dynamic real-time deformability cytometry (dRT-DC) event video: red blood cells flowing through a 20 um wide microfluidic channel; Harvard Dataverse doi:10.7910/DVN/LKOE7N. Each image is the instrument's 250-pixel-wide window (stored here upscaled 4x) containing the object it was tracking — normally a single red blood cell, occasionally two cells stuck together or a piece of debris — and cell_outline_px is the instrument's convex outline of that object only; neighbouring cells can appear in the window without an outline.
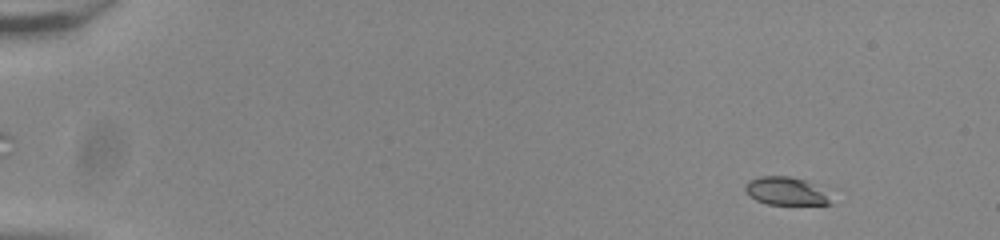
{"species": "common noctule bat (a hibernating species)", "species_latin": "Nyctalus noctula", "temperature_condition": "room temperature", "stored_images_in_passage": 55, "camera_frame_rate_fps": 3000, "um_per_image_px": 0.085, "animal": {"sex": "male", "body_mass_g": 20.0, "forearm_length_mm": 53.3}, "frame": {"image": 1, "passage_image": 6, "time_ms": 1.667, "image_size_px": [1000, 240], "cell_outline_px": [[832, 204], [768, 204], [756, 200], [744, 188], [744, 184], [748, 180], [760, 176], [788, 176], [804, 180], [828, 192]], "centroid_in_image_um": [66.8, 16.24], "position_along_channel_um": 18.2, "area_um2": 13.81}}
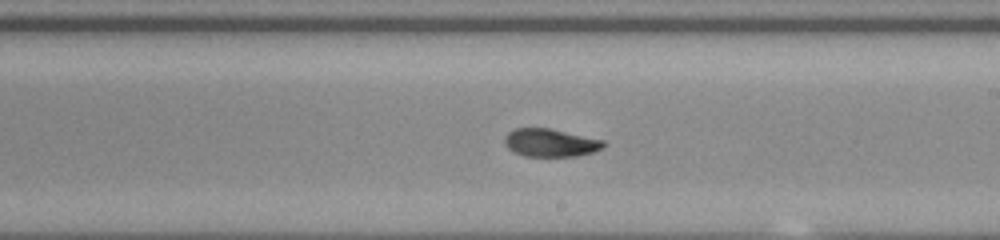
{"frame": {"image": 2, "passage_image": 34, "time_ms": 11.0, "image_size_px": [1000, 240], "cell_outline_px": [[608, 144], [604, 148], [592, 152], [576, 156], [524, 156], [508, 148], [504, 144], [504, 136], [508, 132], [516, 128], [548, 128], [604, 140]], "centroid_in_image_um": [46.8, 12.13], "position_along_channel_um": 242.2, "area_um2": 16.13}}
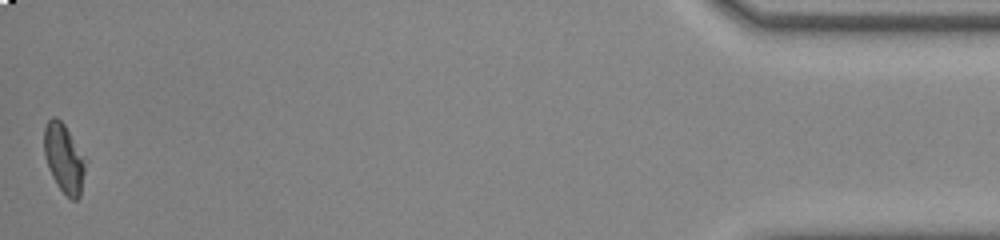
{"frame": {"image": 3, "passage_image": 55, "time_ms": 18.0, "image_size_px": [1000, 240], "cell_outline_px": [[88, 160], [80, 196], [76, 200], [72, 200], [56, 184], [52, 176], [44, 156], [44, 128], [48, 120], [52, 116], [56, 116], [64, 124]], "centroid_in_image_um": [5.47, 13.44], "position_along_channel_um": 429.7, "area_um2": 16.88}, "authors_computed_cell_mechanics": {"area_um2": 16.2418, "velocity_mm_per_s": 3.8445, "shape_relaxation_time_tau1_ms": 9.8732, "shape_relaxation_time_tau2_ms": 2.0118, "deformation_change_tau1": 0.2608, "deformation_change_tau2": 0.0569}}